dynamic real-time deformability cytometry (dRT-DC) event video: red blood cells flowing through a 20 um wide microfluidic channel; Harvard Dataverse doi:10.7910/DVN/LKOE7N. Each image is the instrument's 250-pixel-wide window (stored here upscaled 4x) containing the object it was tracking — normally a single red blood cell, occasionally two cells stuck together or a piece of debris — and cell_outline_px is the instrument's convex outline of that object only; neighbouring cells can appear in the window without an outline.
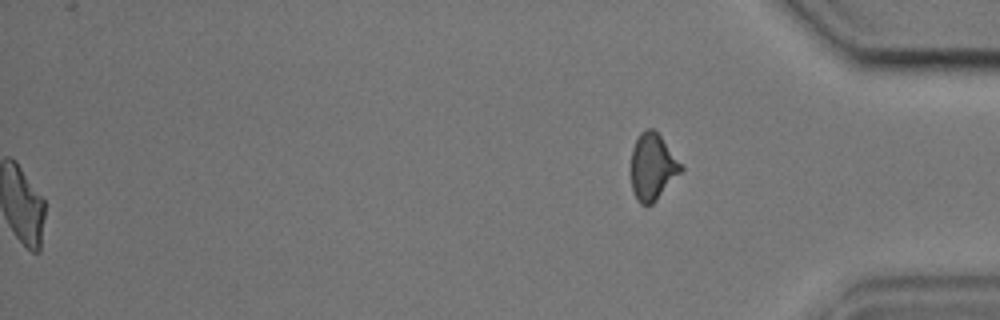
{"species": "common noctule bat (a hibernating species)", "species_latin": "Nyctalus noctula", "temperature_condition": "cold", "stored_images_in_passage": 55, "segment_of_instrument_passage": [2, 2], "camera_frame_rate_fps": 3000, "um_per_image_px": 0.085, "animal": {"sex": "male", "body_mass_g": 17.9, "forearm_length_mm": 54.2}, "frame": {"image": 1, "passage_image": 55, "time_ms": 18.0, "image_size_px": [1000, 320], "cell_outline_px": [[684, 168], [656, 200], [652, 204], [640, 204], [636, 200], [632, 192], [632, 148], [640, 132], [644, 128], [652, 128], [660, 136]], "centroid_in_image_um": [55.44, 14.18], "position_along_channel_um": 379.8, "area_um2": 19.02}}